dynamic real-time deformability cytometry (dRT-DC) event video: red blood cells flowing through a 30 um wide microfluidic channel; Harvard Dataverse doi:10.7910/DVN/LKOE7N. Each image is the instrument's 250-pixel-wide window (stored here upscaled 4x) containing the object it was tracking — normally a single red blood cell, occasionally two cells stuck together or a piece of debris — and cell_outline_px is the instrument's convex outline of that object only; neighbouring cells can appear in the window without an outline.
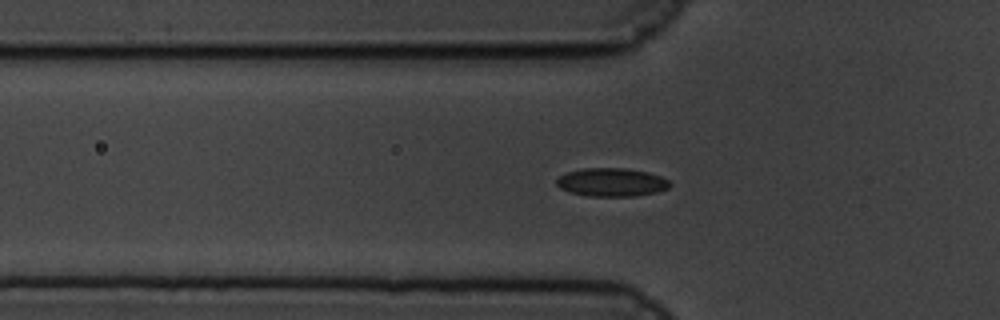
{"species": "common noctule bat (a hibernating species)", "species_latin": "Nyctalus noctula", "temperature_condition": "cold", "stored_images_in_passage": 44, "camera_frame_rate_fps": 3000, "um_per_image_px": 0.085, "animal": {"sex": "male", "body_mass_g": 19.5, "forearm_length_mm": 54.6}, "frame": {"image": 1, "passage_image": 3, "time_ms": 0.667, "image_size_px": [1000, 320], "cell_outline_px": [[672, 184], [668, 188], [656, 192], [636, 196], [588, 196], [568, 192], [560, 188], [556, 184], [556, 180], [560, 176], [568, 172], [584, 168], [624, 168], [648, 172], [660, 176], [668, 180]], "centroid_in_image_um": [51.98, 15.49], "position_along_channel_um": 73.8, "area_um2": 18.73}}
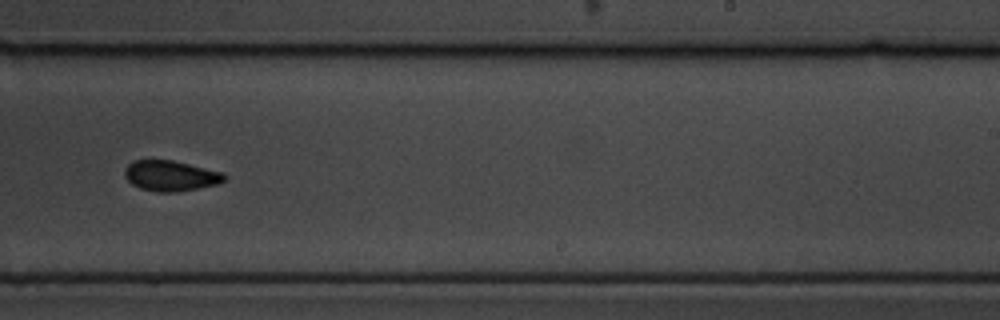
{"frame": {"image": 2, "passage_image": 21, "time_ms": 6.667, "image_size_px": [1000, 320], "cell_outline_px": [[228, 176], [224, 180], [216, 184], [176, 192], [156, 192], [140, 188], [132, 184], [124, 176], [124, 168], [132, 160], [172, 160], [224, 172]], "centroid_in_image_um": [14.48, 14.93], "position_along_channel_um": 274.5, "area_um2": 17.74}}
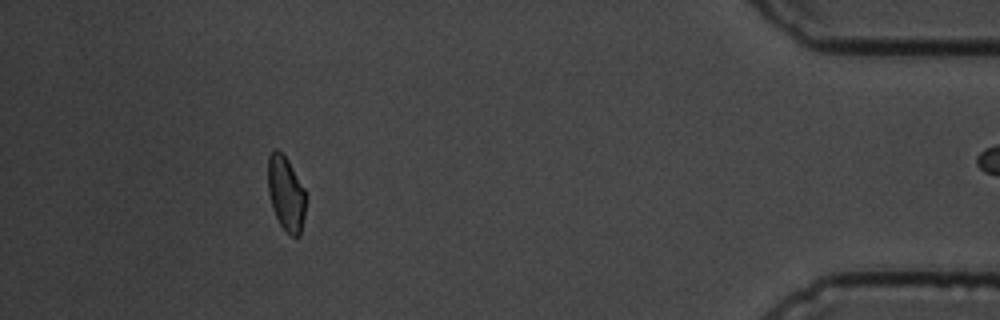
{"frame": {"image": 3, "passage_image": 38, "time_ms": 12.333, "image_size_px": [1000, 320], "cell_outline_px": [[304, 216], [300, 236], [292, 236], [280, 224], [272, 208], [268, 192], [268, 156], [276, 148], [288, 160], [304, 188]], "centroid_in_image_um": [24.29, 16.44], "position_along_channel_um": 410.9, "area_um2": 16.13}, "authors_computed_cell_mechanics": {"area_um2": 17.8313, "velocity_mm_per_s": 3.3463, "shape_relaxation_time_tau1_ms": 10.0806, "shape_relaxation_time_tau2_ms": 2.248, "deformation_change_tau1": 0.1786, "deformation_change_tau2": 0.0715}}